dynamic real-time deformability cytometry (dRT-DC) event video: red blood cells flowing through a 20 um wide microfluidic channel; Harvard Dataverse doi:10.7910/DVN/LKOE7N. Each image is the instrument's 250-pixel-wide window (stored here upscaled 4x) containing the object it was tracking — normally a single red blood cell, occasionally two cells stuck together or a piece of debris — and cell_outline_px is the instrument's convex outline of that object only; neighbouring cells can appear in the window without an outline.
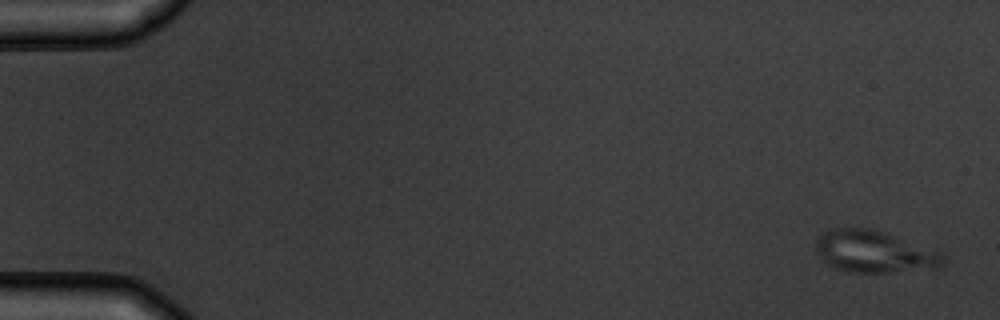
{"species": "common noctule bat (a hibernating species)", "species_latin": "Nyctalus noctula", "temperature_condition": "warm", "stored_images_in_passage": 6, "camera_frame_rate_fps": 3000, "um_per_image_px": 0.085, "animal": {"sex": "male", "body_mass_g": 19.5, "forearm_length_mm": 54.6}, "frame": {"image": 1, "passage_image": 1, "time_ms": 0.0, "image_size_px": [1000, 320], "cell_outline_px": [[944, 264], [936, 268], [884, 272], [848, 272], [836, 268], [828, 264], [816, 252], [816, 240], [824, 232], [836, 228], [868, 228], [884, 232], [936, 252], [944, 256]], "centroid_in_image_um": [74.24, 21.4], "position_along_channel_um": 10.8, "area_um2": 30.23}}